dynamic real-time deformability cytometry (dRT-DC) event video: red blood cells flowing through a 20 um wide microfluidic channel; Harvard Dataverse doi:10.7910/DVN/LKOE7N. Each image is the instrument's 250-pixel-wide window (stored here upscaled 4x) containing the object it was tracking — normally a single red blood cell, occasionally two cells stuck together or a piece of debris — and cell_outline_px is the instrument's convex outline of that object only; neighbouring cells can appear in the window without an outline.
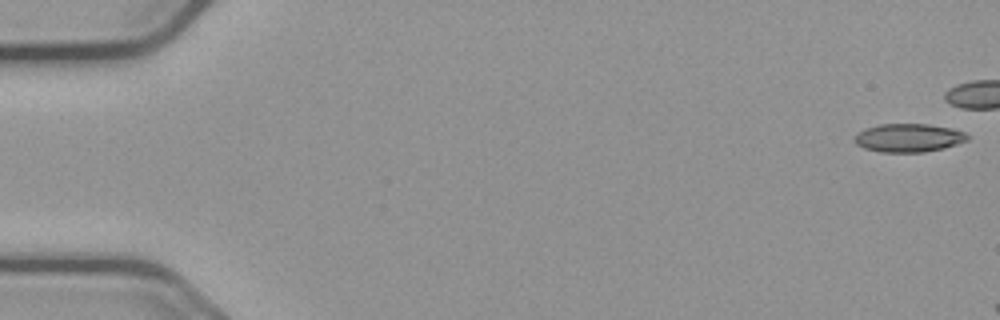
{"species": "common noctule bat (a hibernating species)", "species_latin": "Nyctalus noctula", "temperature_condition": "cold", "stored_images_in_passage": 8, "camera_frame_rate_fps": 3000, "um_per_image_px": 0.085, "animal": {"sex": "male", "body_mass_g": 23.1, "forearm_length_mm": 52.7}, "frame": {"image": 1, "passage_image": 1, "time_ms": 0.0, "image_size_px": [1000, 320], "cell_outline_px": [[968, 140], [944, 148], [924, 152], [880, 152], [864, 148], [856, 144], [852, 140], [864, 128], [880, 124], [928, 124], [952, 128], [964, 132], [968, 136]], "centroid_in_image_um": [77.22, 11.71], "position_along_channel_um": 7.8, "area_um2": 18.67}}